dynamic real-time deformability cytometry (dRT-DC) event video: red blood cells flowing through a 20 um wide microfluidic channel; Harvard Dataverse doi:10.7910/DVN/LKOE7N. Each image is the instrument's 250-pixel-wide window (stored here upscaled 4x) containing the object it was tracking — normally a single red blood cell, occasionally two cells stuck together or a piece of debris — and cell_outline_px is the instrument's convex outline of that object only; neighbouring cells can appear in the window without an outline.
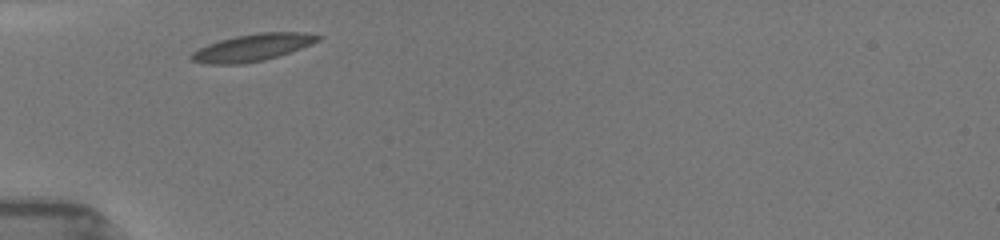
{"species": "common noctule bat (a hibernating species)", "species_latin": "Nyctalus noctula", "temperature_condition": "room temperature", "stored_images_in_passage": 2, "camera_frame_rate_fps": 3000, "um_per_image_px": 0.085, "animal": {"sex": "female", "body_mass_g": 19.5, "forearm_length_mm": 54.1}, "frame": {"image": 1, "passage_image": 1, "time_ms": 0.0, "image_size_px": [1000, 240], "cell_outline_px": [[324, 36], [320, 40], [280, 56], [264, 60], [240, 64], [204, 64], [192, 60], [188, 56], [192, 52], [208, 44], [220, 40], [236, 36], [256, 32], [304, 32]], "centroid_in_image_um": [21.47, 4.04], "position_along_channel_um": 63.5, "area_um2": 20.06}}
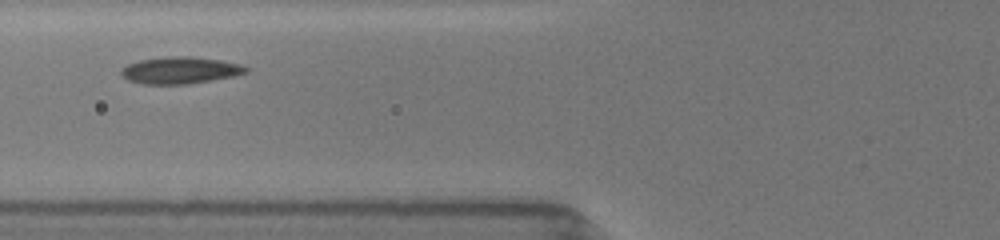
{"frame": {"image": 2, "passage_image": 2, "time_ms": 1.333, "image_size_px": [1000, 240], "cell_outline_px": [[248, 72], [232, 76], [212, 80], [188, 84], [144, 84], [128, 80], [120, 76], [120, 68], [128, 64], [140, 60], [164, 56], [192, 56], [220, 60], [240, 64], [248, 68]], "centroid_in_image_um": [15.27, 5.97], "position_along_channel_um": 110.5, "area_um2": 19.65}}